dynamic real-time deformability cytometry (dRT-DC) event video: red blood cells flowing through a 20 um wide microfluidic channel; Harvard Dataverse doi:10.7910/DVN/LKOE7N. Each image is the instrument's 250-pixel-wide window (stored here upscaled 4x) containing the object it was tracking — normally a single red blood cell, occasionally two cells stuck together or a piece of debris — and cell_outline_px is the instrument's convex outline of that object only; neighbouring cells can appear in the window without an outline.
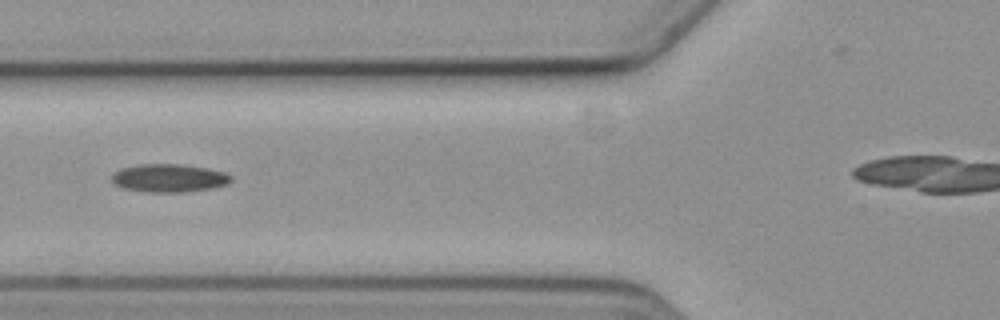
{"species": "common noctule bat (a hibernating species)", "species_latin": "Nyctalus noctula", "temperature_condition": "cold", "stored_images_in_passage": 4, "camera_frame_rate_fps": 3000, "um_per_image_px": 0.085, "animal": {"sex": "female", "body_mass_g": 19.3, "forearm_length_mm": 54.1}, "frame": {"image": 1, "passage_image": 2, "time_ms": 1.0, "image_size_px": [1000, 320], "cell_outline_px": [[232, 180], [228, 184], [212, 188], [184, 192], [148, 192], [124, 188], [116, 184], [112, 180], [112, 176], [120, 168], [140, 164], [184, 164], [208, 168], [224, 172], [232, 176]], "centroid_in_image_um": [14.41, 15.13], "position_along_channel_um": 111.4, "area_um2": 19.54}}
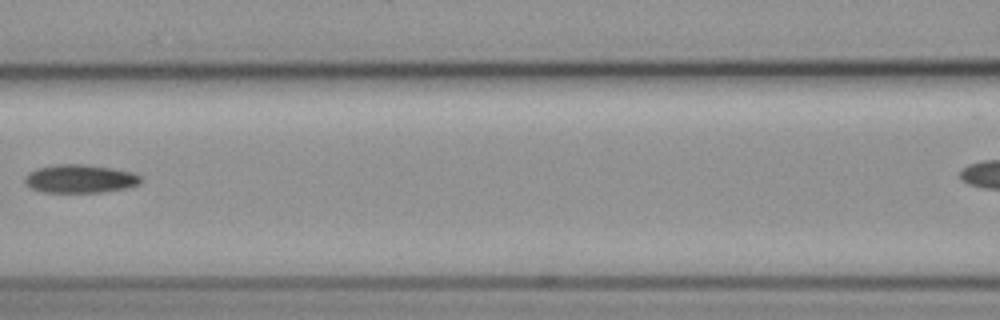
{"frame": {"image": 2, "passage_image": 3, "time_ms": 2.333, "image_size_px": [1000, 320], "cell_outline_px": [[140, 184], [128, 188], [104, 192], [44, 192], [32, 188], [24, 184], [24, 176], [28, 172], [36, 168], [52, 164], [84, 164], [112, 168], [132, 172], [140, 176]], "centroid_in_image_um": [6.77, 15.19], "position_along_channel_um": 159.8, "area_um2": 19.36}}